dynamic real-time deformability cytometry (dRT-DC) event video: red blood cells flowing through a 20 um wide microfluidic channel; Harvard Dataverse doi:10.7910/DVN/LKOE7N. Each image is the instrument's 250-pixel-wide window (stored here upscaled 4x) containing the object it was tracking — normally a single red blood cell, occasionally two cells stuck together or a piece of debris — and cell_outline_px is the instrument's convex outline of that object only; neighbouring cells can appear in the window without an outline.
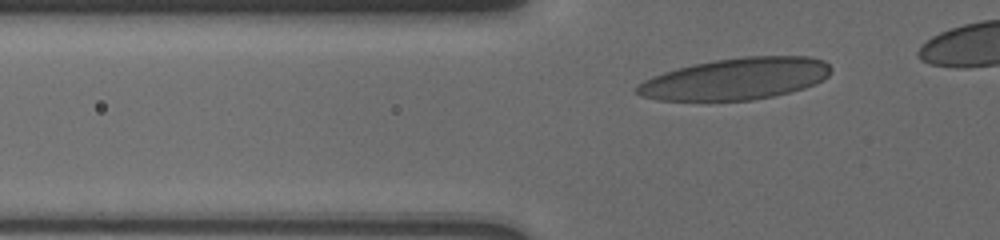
{"species": "human", "species_latin": "Homo sapiens", "temperature_condition": "cold", "stored_images_in_passage": 65, "camera_frame_rate_fps": 3000, "um_per_image_px": 0.085, "donor": {"sex": "male"}, "frame": {"image": 1, "passage_image": 4, "time_ms": 0.667, "image_size_px": [1000, 240], "cell_outline_px": [[832, 72], [824, 80], [816, 84], [804, 88], [772, 96], [752, 100], [656, 100], [640, 96], [636, 92], [636, 88], [644, 80], [652, 76], [676, 68], [712, 60], [744, 56], [808, 56], [824, 60], [832, 68]], "centroid_in_image_um": [62.57, 6.69], "position_along_channel_um": 63.2, "area_um2": 47.22}}
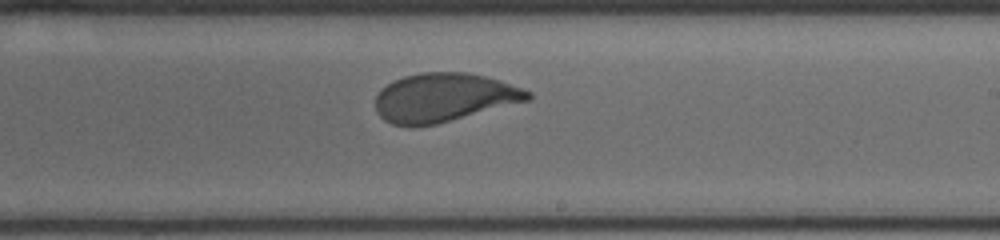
{"frame": {"image": 2, "passage_image": 37, "time_ms": 6.0, "image_size_px": [1000, 240], "cell_outline_px": [[532, 96], [528, 100], [436, 124], [412, 128], [408, 128], [392, 124], [384, 120], [376, 112], [376, 96], [380, 88], [392, 80], [404, 76], [424, 72], [468, 72], [500, 80], [532, 92]], "centroid_in_image_um": [37.66, 8.3], "position_along_channel_um": 251.3, "area_um2": 43.41}}
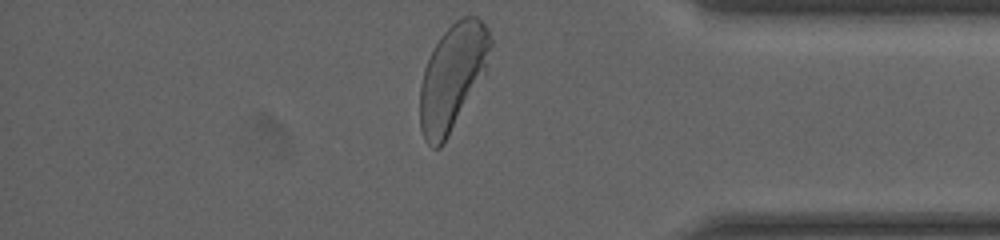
{"frame": {"image": 3, "passage_image": 64, "time_ms": 10.333, "image_size_px": [1000, 240], "cell_outline_px": [[492, 44], [484, 72], [444, 144], [440, 148], [432, 148], [424, 140], [420, 128], [420, 84], [424, 68], [440, 36], [456, 20], [464, 16], [476, 16], [488, 28], [492, 40]], "centroid_in_image_um": [38.44, 6.55], "position_along_channel_um": 396.8, "area_um2": 42.77}, "authors_computed_cell_mechanics": {"area_um2": 44.4482, "velocity_mm_per_s": 3.705, "shape_relaxation_time_tau1_ms": 3.6648, "shape_relaxation_time_tau2_ms": null, "deformation_change_tau1": 0.1609, "deformation_change_tau2": null}}